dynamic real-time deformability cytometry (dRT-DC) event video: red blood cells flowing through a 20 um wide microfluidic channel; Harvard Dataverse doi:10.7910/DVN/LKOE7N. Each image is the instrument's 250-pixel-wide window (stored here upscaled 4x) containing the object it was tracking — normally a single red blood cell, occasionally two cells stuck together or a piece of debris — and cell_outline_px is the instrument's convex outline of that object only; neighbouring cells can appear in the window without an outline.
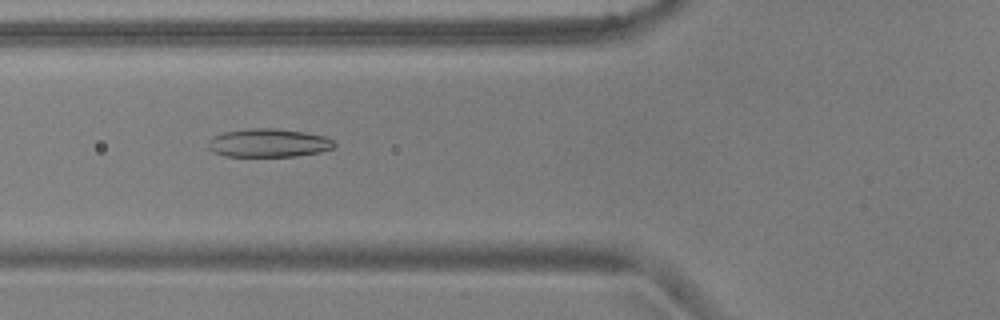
{"species": "common noctule bat (a hibernating species)", "species_latin": "Nyctalus noctula", "temperature_condition": "warm", "stored_images_in_passage": 52, "camera_frame_rate_fps": 3000, "um_per_image_px": 0.085, "animal": {"sex": "male", "body_mass_g": 17.9, "forearm_length_mm": 54.2}, "frame": {"image": 1, "passage_image": 19, "time_ms": 6.0, "image_size_px": [1000, 320], "cell_outline_px": [[336, 144], [332, 148], [320, 152], [296, 156], [224, 156], [212, 152], [208, 148], [208, 140], [212, 136], [224, 132], [244, 128], [276, 128], [304, 132], [324, 136], [332, 140]], "centroid_in_image_um": [22.77, 12.14], "position_along_channel_um": 103.0, "area_um2": 21.04}}
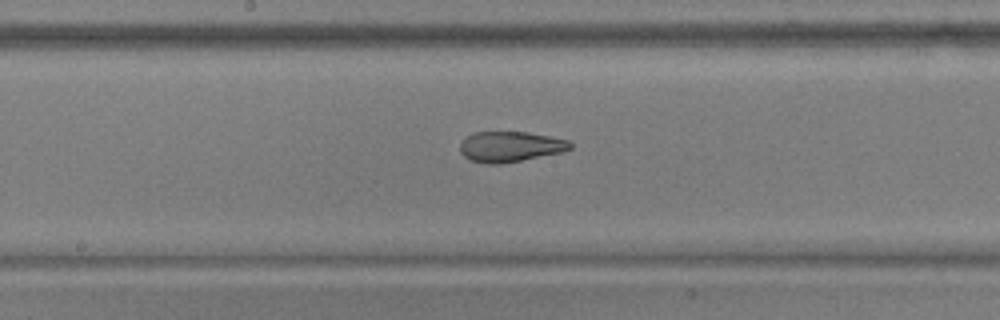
{"frame": {"image": 2, "passage_image": 27, "time_ms": 8.667, "image_size_px": [1000, 320], "cell_outline_px": [[572, 148], [560, 152], [500, 164], [488, 164], [468, 160], [460, 152], [460, 144], [472, 132], [528, 132], [568, 140], [572, 144]], "centroid_in_image_um": [43.33, 12.46], "position_along_channel_um": 204.9, "area_um2": 19.36}}
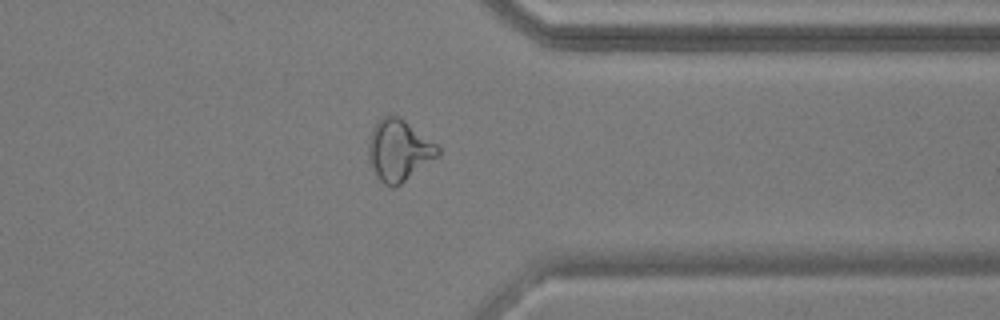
{"frame": {"image": 3, "passage_image": 41, "time_ms": 13.333, "image_size_px": [1000, 320], "cell_outline_px": [[440, 156], [396, 188], [392, 188], [384, 184], [376, 176], [368, 156], [368, 144], [372, 128], [384, 116], [396, 116], [404, 120], [436, 144], [440, 148]], "centroid_in_image_um": [33.92, 12.83], "position_along_channel_um": 377.5, "area_um2": 24.74}, "authors_computed_cell_mechanics": {"area_um2": 22.1085, "velocity_mm_per_s": 3.8033, "shape_relaxation_time_tau1_ms": null, "shape_relaxation_time_tau2_ms": 1.9454, "deformation_change_tau1": null, "deformation_change_tau2": 0.0939}}